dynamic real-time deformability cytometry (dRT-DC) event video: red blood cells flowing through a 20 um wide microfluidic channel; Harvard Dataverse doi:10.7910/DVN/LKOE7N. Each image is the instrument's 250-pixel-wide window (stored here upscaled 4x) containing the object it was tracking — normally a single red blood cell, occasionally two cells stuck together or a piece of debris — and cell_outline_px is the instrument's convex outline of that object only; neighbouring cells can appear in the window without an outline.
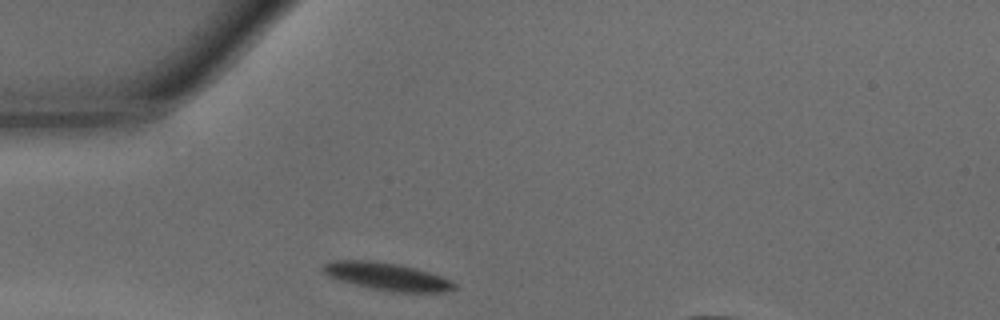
{"species": "common noctule bat (a hibernating species)", "species_latin": "Nyctalus noctula", "temperature_condition": "warm", "stored_images_in_passage": 24, "camera_frame_rate_fps": 3000, "um_per_image_px": 0.085, "animal": {"sex": "male", "body_mass_g": 15.6}, "frame": {"image": 1, "passage_image": 1, "time_ms": 0.0, "image_size_px": [1000, 320], "cell_outline_px": [[456, 288], [444, 292], [392, 292], [372, 288], [340, 280], [328, 276], [320, 268], [324, 264], [336, 260], [372, 260], [400, 264], [416, 268], [452, 280], [456, 284]], "centroid_in_image_um": [32.91, 23.49], "position_along_channel_um": 52.1, "area_um2": 21.04}}
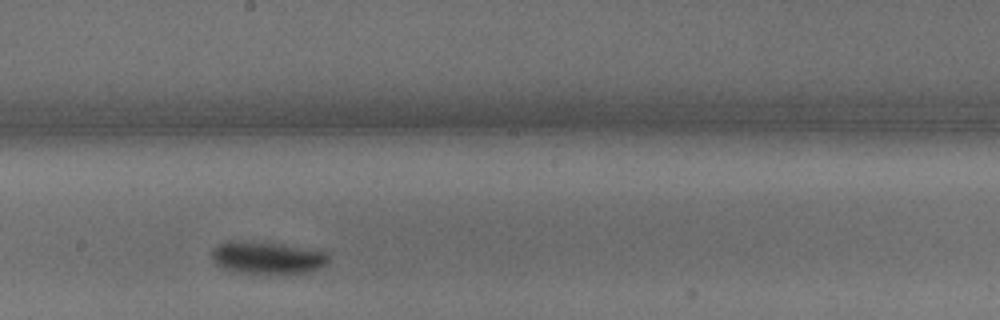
{"frame": {"image": 2, "passage_image": 14, "time_ms": 4.333, "image_size_px": [1000, 320], "cell_outline_px": [[328, 264], [320, 268], [308, 272], [292, 276], [268, 276], [244, 272], [228, 268], [216, 264], [212, 256], [212, 248], [216, 244], [224, 240], [232, 240], [280, 244], [328, 252]], "centroid_in_image_um": [22.77, 21.94], "position_along_channel_um": 225.4, "area_um2": 22.72}}
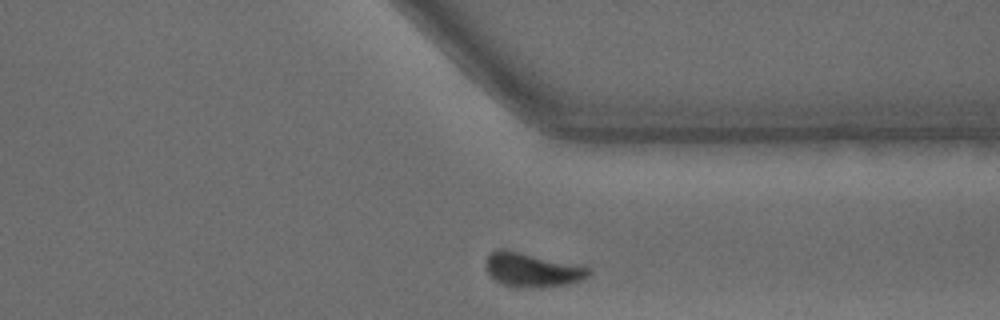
{"frame": {"image": 3, "passage_image": 24, "time_ms": 7.667, "image_size_px": [1000, 320], "cell_outline_px": [[592, 272], [588, 276], [580, 280], [568, 284], [532, 288], [516, 288], [504, 284], [496, 280], [488, 272], [484, 264], [484, 260], [496, 248], [504, 248], [588, 268]], "centroid_in_image_um": [45.16, 22.94], "position_along_channel_um": 366.2, "area_um2": 20.17}, "authors_computed_cell_mechanics": {"area_um2": 21.964, "velocity_mm_per_s": 4.2274, "shape_relaxation_time_tau1_ms": 1.815, "shape_relaxation_time_tau2_ms": null, "deformation_change_tau1": 0.1342, "deformation_change_tau2": null}}